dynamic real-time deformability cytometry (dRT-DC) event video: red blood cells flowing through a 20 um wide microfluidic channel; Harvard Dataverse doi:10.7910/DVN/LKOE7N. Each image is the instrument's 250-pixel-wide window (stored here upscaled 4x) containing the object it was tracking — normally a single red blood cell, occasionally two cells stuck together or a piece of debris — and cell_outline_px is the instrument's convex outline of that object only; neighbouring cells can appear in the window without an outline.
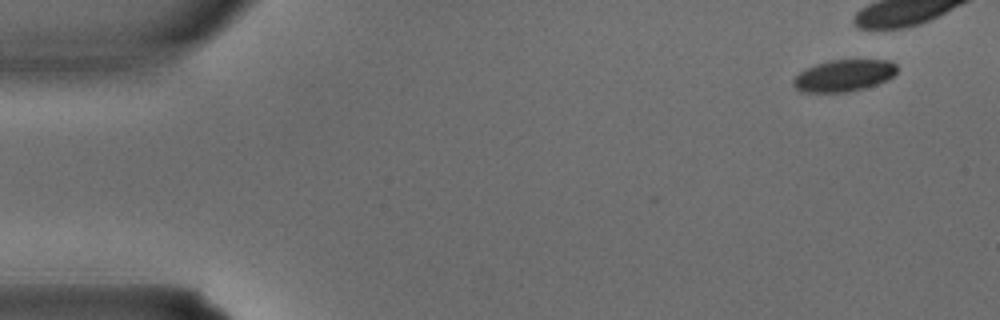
{"species": "common noctule bat (a hibernating species)", "species_latin": "Nyctalus noctula", "temperature_condition": "warm", "stored_images_in_passage": 5, "camera_frame_rate_fps": 3000, "um_per_image_px": 0.085, "animal": {"sex": "male", "body_mass_g": 15.6}, "frame": {"image": 1, "passage_image": 1, "time_ms": 0.0, "image_size_px": [1000, 320], "cell_outline_px": [[896, 72], [888, 80], [864, 88], [848, 92], [800, 92], [792, 84], [792, 80], [800, 72], [816, 64], [832, 60], [888, 60], [896, 64]], "centroid_in_image_um": [71.72, 6.43], "position_along_channel_um": 13.3, "area_um2": 19.07}}
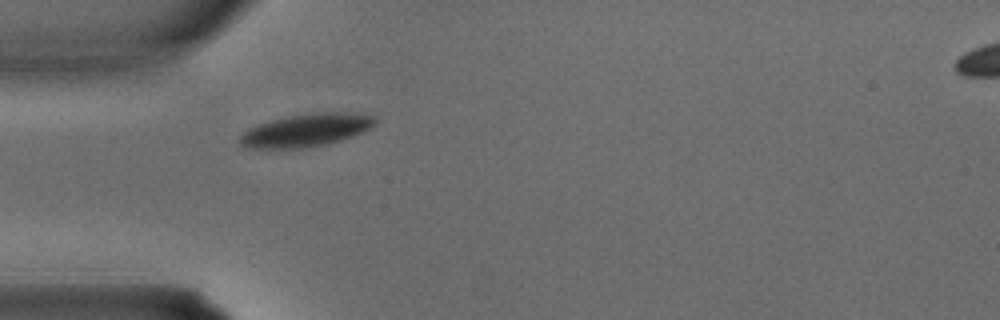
{"frame": {"image": 2, "passage_image": 4, "time_ms": 1.0, "image_size_px": [1000, 320], "cell_outline_px": [[376, 124], [352, 136], [328, 144], [304, 148], [248, 148], [240, 144], [240, 136], [248, 128], [272, 120], [288, 116], [316, 112], [344, 112], [376, 116]], "centroid_in_image_um": [26.02, 11.07], "position_along_channel_um": 59.0, "area_um2": 25.61}}